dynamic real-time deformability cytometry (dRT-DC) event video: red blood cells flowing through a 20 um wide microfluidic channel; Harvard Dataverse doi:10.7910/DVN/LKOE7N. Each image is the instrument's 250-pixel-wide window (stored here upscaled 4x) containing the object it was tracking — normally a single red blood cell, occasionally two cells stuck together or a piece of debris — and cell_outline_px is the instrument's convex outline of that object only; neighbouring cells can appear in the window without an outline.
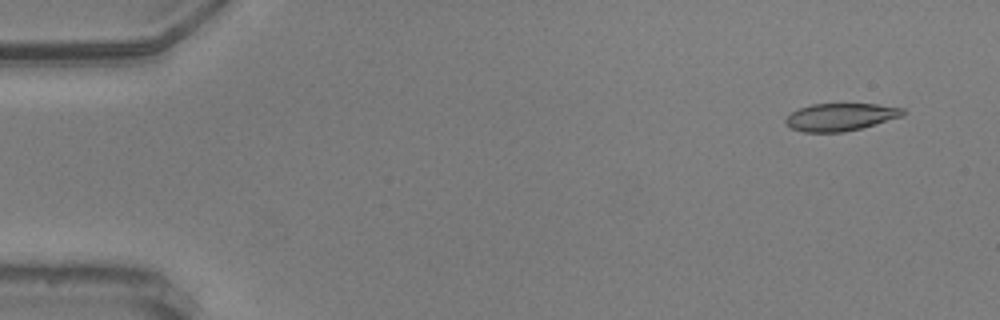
{"species": "common noctule bat (a hibernating species)", "species_latin": "Nyctalus noctula", "temperature_condition": "warm", "stored_images_in_passage": 53, "camera_frame_rate_fps": 3000, "um_per_image_px": 0.085, "animal": {"sex": "male", "body_mass_g": 20.5, "forearm_length_mm": 52.5}, "frame": {"image": 1, "passage_image": 1, "time_ms": 0.0, "image_size_px": [1000, 320], "cell_outline_px": [[904, 112], [900, 116], [860, 128], [844, 132], [804, 132], [792, 128], [784, 120], [792, 112], [800, 108], [812, 104], [876, 104], [904, 108]], "centroid_in_image_um": [71.41, 9.94], "position_along_channel_um": 13.6, "area_um2": 18.38}}
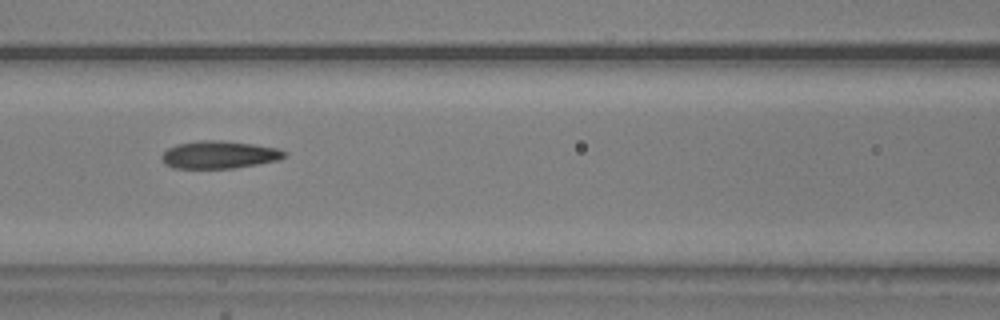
{"frame": {"image": 2, "passage_image": 22, "time_ms": 7.0, "image_size_px": [1000, 320], "cell_outline_px": [[288, 156], [280, 160], [232, 168], [172, 168], [164, 164], [160, 156], [168, 148], [176, 144], [200, 140], [220, 140], [252, 144], [280, 148], [288, 152]], "centroid_in_image_um": [18.65, 13.15], "position_along_channel_um": 147.9, "area_um2": 19.94}}
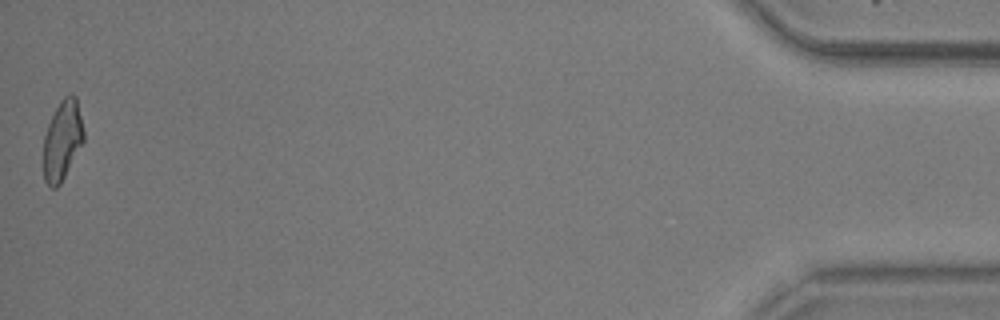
{"frame": {"image": 3, "passage_image": 53, "time_ms": 17.333, "image_size_px": [1000, 320], "cell_outline_px": [[84, 140], [60, 184], [56, 188], [52, 188], [44, 180], [44, 136], [48, 124], [60, 100], [64, 96], [72, 92], [76, 96], [84, 128]], "centroid_in_image_um": [5.31, 11.88], "position_along_channel_um": 429.9, "area_um2": 18.61}, "authors_computed_cell_mechanics": {"area_um2": 19.5364, "velocity_mm_per_s": 3.6303, "shape_relaxation_time_tau1_ms": 7.8801, "shape_relaxation_time_tau2_ms": 2.9791, "deformation_change_tau1": 0.2248, "deformation_change_tau2": 0.1199}}